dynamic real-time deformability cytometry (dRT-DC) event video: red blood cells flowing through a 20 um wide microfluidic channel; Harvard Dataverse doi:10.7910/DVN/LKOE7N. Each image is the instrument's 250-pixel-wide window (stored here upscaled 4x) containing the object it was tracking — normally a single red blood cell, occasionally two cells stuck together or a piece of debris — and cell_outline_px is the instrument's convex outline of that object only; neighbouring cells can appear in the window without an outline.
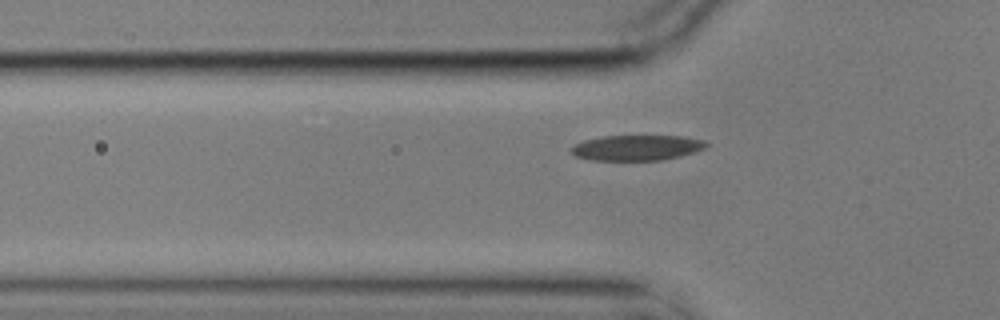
{"species": "common noctule bat (a hibernating species)", "species_latin": "Nyctalus noctula", "temperature_condition": "cold", "stored_images_in_passage": 41, "camera_frame_rate_fps": 3000, "um_per_image_px": 0.085, "animal": {"sex": "male", "body_mass_g": 17.9}, "frame": {"image": 1, "passage_image": 8, "time_ms": 2.333, "image_size_px": [1000, 320], "cell_outline_px": [[708, 144], [704, 148], [696, 152], [680, 156], [660, 160], [592, 160], [576, 156], [572, 152], [572, 148], [576, 144], [584, 140], [600, 136], [684, 136], [704, 140]], "centroid_in_image_um": [54.16, 12.55], "position_along_channel_um": 71.6, "area_um2": 19.88}}
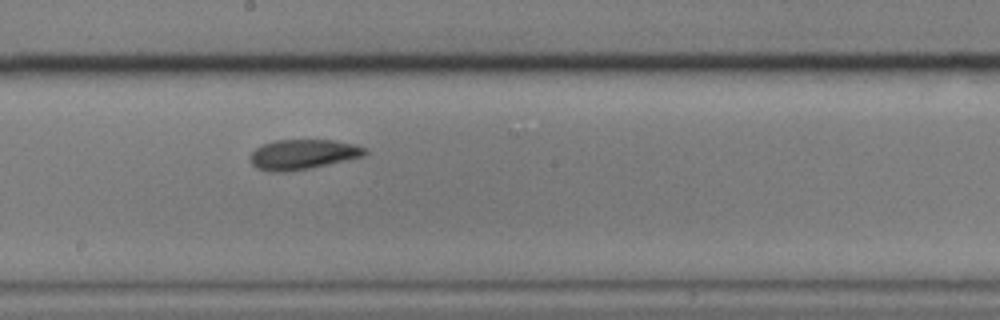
{"frame": {"image": 2, "passage_image": 21, "time_ms": 6.667, "image_size_px": [1000, 320], "cell_outline_px": [[368, 152], [364, 156], [328, 164], [308, 168], [284, 172], [272, 172], [256, 168], [248, 160], [252, 152], [256, 148], [264, 144], [276, 140], [332, 140], [352, 144], [364, 148]], "centroid_in_image_um": [25.7, 13.13], "position_along_channel_um": 222.5, "area_um2": 19.83}}
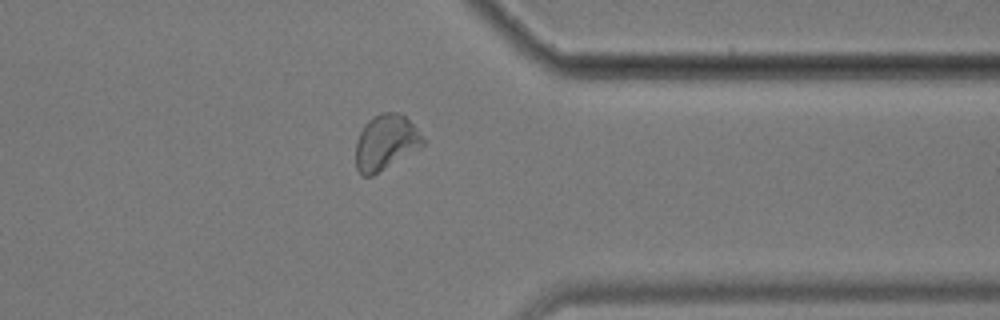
{"frame": {"image": 3, "passage_image": 35, "time_ms": 11.333, "image_size_px": [1000, 320], "cell_outline_px": [[428, 144], [372, 176], [360, 176], [356, 168], [356, 140], [364, 124], [372, 116], [380, 112], [400, 112], [428, 140]], "centroid_in_image_um": [32.81, 12.1], "position_along_channel_um": 378.6, "area_um2": 22.14}, "authors_computed_cell_mechanics": {"area_um2": 20.5768, "velocity_mm_per_s": 3.4924, "shape_relaxation_time_tau1_ms": 9.1421, "shape_relaxation_time_tau2_ms": 4.3945, "deformation_change_tau1": 0.1354, "deformation_change_tau2": 0.0845}}